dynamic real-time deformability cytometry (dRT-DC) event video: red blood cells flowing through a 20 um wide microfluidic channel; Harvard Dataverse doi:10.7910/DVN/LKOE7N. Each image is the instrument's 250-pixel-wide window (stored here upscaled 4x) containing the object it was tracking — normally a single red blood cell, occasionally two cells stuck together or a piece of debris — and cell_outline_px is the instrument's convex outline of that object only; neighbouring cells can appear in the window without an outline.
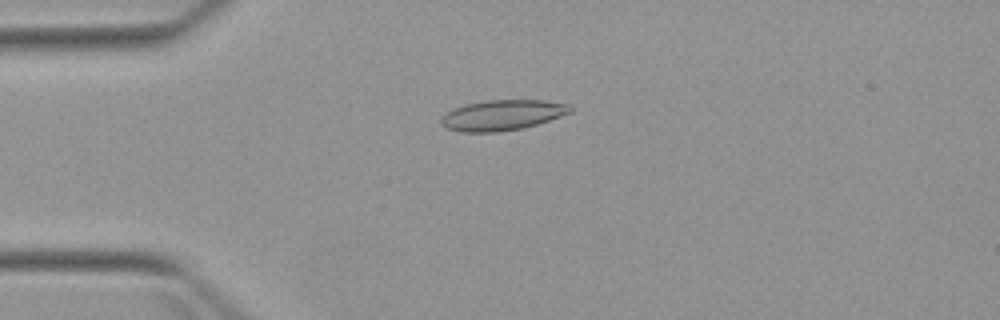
{"species": "Egyptian fruit bat (a non-hibernating species)", "species_latin": "Rousettus aegyptiacus", "temperature_condition": "warm", "stored_images_in_passage": 5, "camera_frame_rate_fps": 3000, "um_per_image_px": 0.085, "animal": {"sex": "female"}, "frame": {"image": 1, "passage_image": 3, "time_ms": 2.333, "image_size_px": [1000, 320], "cell_outline_px": [[572, 112], [524, 128], [496, 132], [460, 132], [448, 128], [440, 124], [440, 116], [444, 112], [452, 108], [464, 104], [488, 100], [544, 100], [568, 104], [572, 108]], "centroid_in_image_um": [42.63, 9.78], "position_along_channel_um": 42.4, "area_um2": 23.06}}
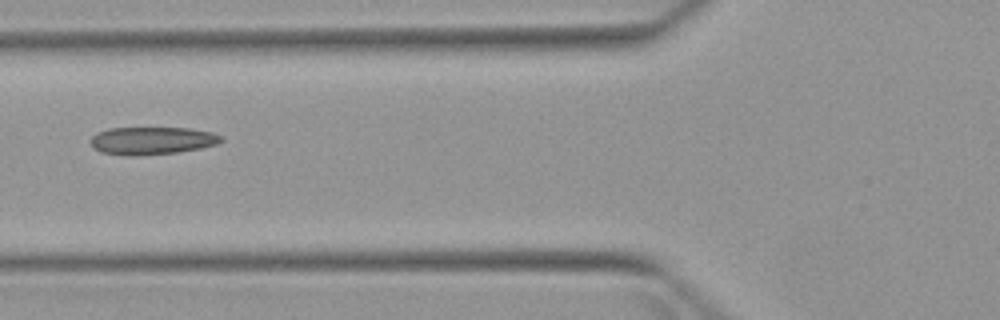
{"frame": {"image": 2, "passage_image": 5, "time_ms": 4.667, "image_size_px": [1000, 320], "cell_outline_px": [[224, 140], [216, 144], [200, 148], [176, 152], [136, 156], [124, 156], [100, 152], [92, 148], [88, 140], [96, 132], [108, 128], [188, 128], [212, 132], [220, 136]], "centroid_in_image_um": [12.83, 11.96], "position_along_channel_um": 113.0, "area_um2": 21.27}}